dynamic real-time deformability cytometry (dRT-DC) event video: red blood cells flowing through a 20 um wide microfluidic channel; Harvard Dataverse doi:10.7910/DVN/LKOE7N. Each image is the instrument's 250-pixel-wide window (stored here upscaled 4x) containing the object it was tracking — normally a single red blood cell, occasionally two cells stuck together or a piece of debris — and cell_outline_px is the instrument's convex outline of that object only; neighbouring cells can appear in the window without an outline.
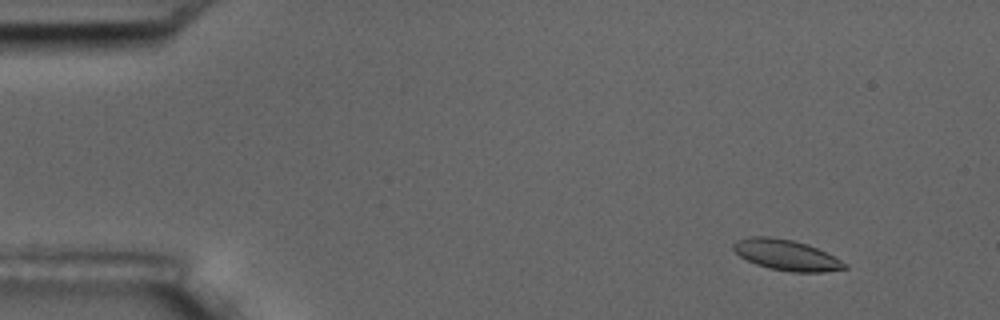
{"species": "common noctule bat (a hibernating species)", "species_latin": "Nyctalus noctula", "temperature_condition": "room temperature", "stored_images_in_passage": 5, "camera_frame_rate_fps": 3000, "um_per_image_px": 0.085, "animal": {"sex": "male", "body_mass_g": 17.5, "forearm_length_mm": 52.3}, "frame": {"image": 1, "passage_image": 2, "time_ms": 1.0, "image_size_px": [1000, 320], "cell_outline_px": [[848, 268], [824, 272], [792, 272], [768, 268], [756, 264], [740, 256], [732, 248], [732, 244], [736, 240], [752, 236], [768, 236], [792, 240], [808, 244], [848, 264]], "centroid_in_image_um": [66.82, 21.68], "position_along_channel_um": 18.2, "area_um2": 19.77}}
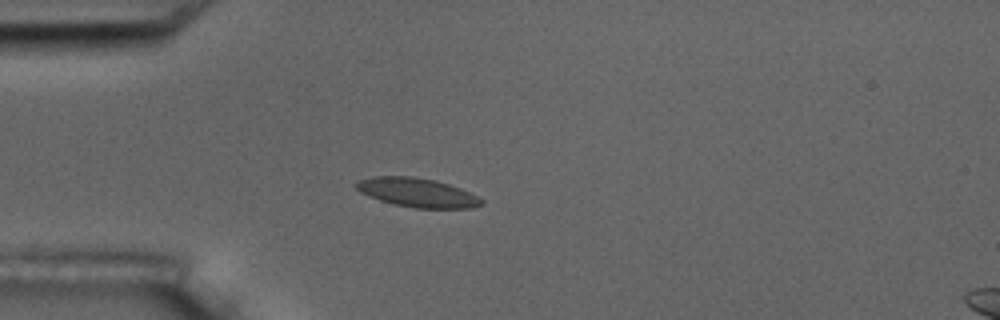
{"frame": {"image": 2, "passage_image": 4, "time_ms": 4.333, "image_size_px": [1000, 320], "cell_outline_px": [[484, 204], [472, 208], [416, 208], [396, 204], [380, 200], [368, 196], [360, 192], [356, 188], [356, 184], [360, 180], [372, 176], [412, 176], [436, 180], [460, 188], [484, 200]], "centroid_in_image_um": [35.48, 16.36], "position_along_channel_um": 49.5, "area_um2": 21.04}}